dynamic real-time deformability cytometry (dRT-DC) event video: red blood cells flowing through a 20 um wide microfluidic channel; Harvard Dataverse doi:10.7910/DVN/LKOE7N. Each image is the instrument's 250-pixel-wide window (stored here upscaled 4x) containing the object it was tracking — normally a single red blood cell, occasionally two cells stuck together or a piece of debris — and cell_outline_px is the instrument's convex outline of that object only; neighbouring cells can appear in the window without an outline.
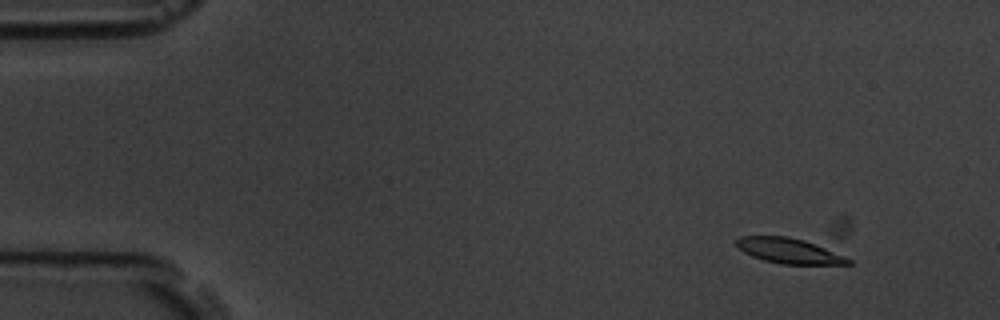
{"species": "common noctule bat (a hibernating species)", "species_latin": "Nyctalus noctula", "temperature_condition": "room temperature", "stored_images_in_passage": 5, "segment_of_instrument_passage": [1, 2], "camera_frame_rate_fps": 3000, "um_per_image_px": 0.085, "animal": {"sex": "male", "body_mass_g": 19.5, "forearm_length_mm": 54.6}, "frame": {"image": 1, "passage_image": 1, "time_ms": 0.0, "image_size_px": [1000, 320], "cell_outline_px": [[852, 264], [780, 264], [764, 260], [752, 256], [744, 252], [736, 244], [736, 240], [740, 236], [840, 216], [852, 216]], "centroid_in_image_um": [68.3, 20.66], "position_along_channel_um": 16.7, "area_um2": 30.11}}